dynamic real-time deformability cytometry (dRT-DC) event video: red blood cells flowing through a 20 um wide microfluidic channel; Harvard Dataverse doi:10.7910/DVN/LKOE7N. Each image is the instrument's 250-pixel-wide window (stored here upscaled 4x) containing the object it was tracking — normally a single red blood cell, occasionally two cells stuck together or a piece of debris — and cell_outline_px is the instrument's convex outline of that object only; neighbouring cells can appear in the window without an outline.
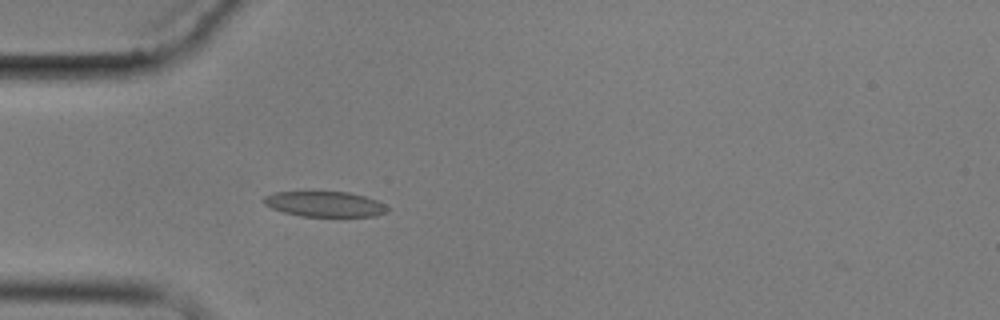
{"species": "common noctule bat (a hibernating species)", "species_latin": "Nyctalus noctula", "temperature_condition": "cold", "stored_images_in_passage": 4, "camera_frame_rate_fps": 3000, "um_per_image_px": 0.085, "animal": {"sex": "male", "body_mass_g": 17.9}, "frame": {"image": 1, "passage_image": 4, "time_ms": 3.333, "image_size_px": [1000, 320], "cell_outline_px": [[388, 208], [384, 212], [376, 216], [300, 216], [284, 212], [272, 208], [264, 204], [260, 200], [264, 196], [276, 192], [348, 192], [364, 196], [376, 200], [384, 204]], "centroid_in_image_um": [27.55, 17.34], "position_along_channel_um": 57.4, "area_um2": 18.09}}